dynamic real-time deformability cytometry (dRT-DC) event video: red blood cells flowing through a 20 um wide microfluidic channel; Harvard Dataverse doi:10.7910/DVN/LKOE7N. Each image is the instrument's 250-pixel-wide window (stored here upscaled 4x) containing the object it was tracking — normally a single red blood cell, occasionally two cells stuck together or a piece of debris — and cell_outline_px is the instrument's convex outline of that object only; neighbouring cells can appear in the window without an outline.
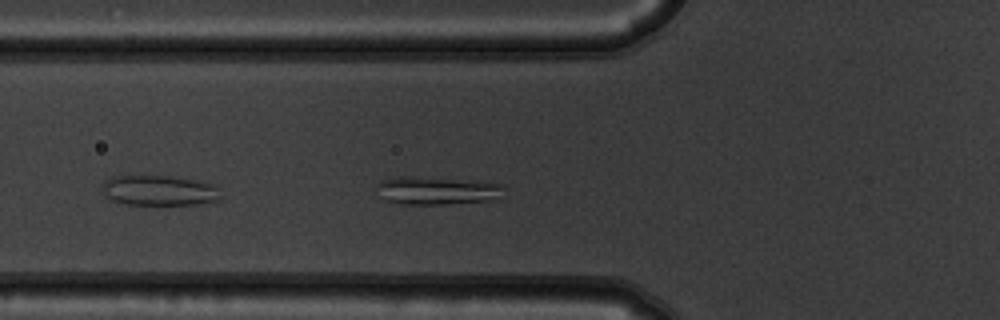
{"species": "common noctule bat (a hibernating species)", "species_latin": "Nyctalus noctula", "temperature_condition": "warm", "stored_images_in_passage": 39, "camera_frame_rate_fps": 3000, "um_per_image_px": 0.085, "animal": {"sex": "male", "body_mass_g": 19.5, "forearm_length_mm": 54.6}, "frame": {"image": 1, "passage_image": 3, "time_ms": 0.667, "image_size_px": [1000, 320], "cell_outline_px": [[504, 188], [488, 200], [448, 204], [404, 204], [384, 200], [376, 184], [380, 180], [400, 176], [416, 176], [488, 180], [504, 184]], "centroid_in_image_um": [37.12, 16.15], "position_along_channel_um": 88.7, "area_um2": 20.98}}
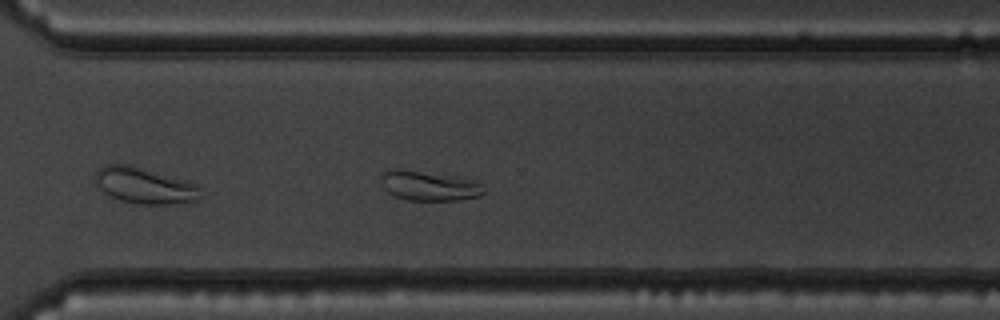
{"frame": {"image": 2, "passage_image": 23, "time_ms": 7.333, "image_size_px": [1000, 320], "cell_outline_px": [[484, 192], [480, 196], [456, 200], [408, 200], [392, 196], [384, 188], [380, 180], [380, 172], [388, 168], [400, 168], [464, 176], [476, 180], [484, 184]], "centroid_in_image_um": [36.46, 15.75], "position_along_channel_um": 334.1, "area_um2": 18.73}}
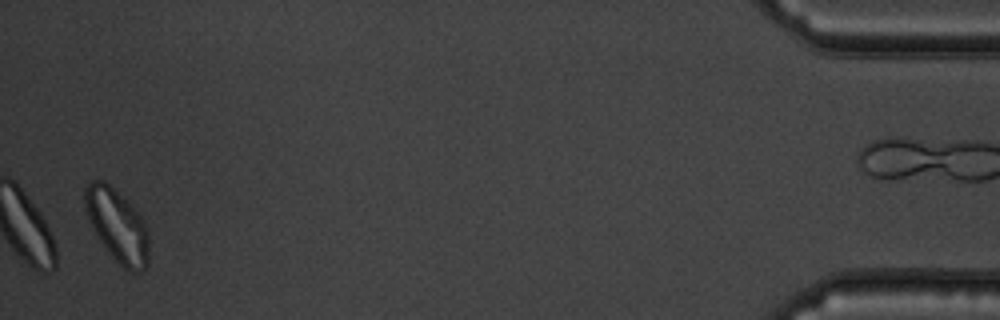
{"frame": {"image": 3, "passage_image": 37, "time_ms": 12.0, "image_size_px": [1000, 320], "cell_outline_px": [[148, 264], [140, 272], [128, 272], [112, 256], [100, 240], [92, 228], [88, 220], [84, 204], [84, 188], [92, 180], [104, 180], [128, 200], [136, 208], [144, 220], [148, 228]], "centroid_in_image_um": [9.98, 19.14], "position_along_channel_um": 425.2, "area_um2": 27.4}}